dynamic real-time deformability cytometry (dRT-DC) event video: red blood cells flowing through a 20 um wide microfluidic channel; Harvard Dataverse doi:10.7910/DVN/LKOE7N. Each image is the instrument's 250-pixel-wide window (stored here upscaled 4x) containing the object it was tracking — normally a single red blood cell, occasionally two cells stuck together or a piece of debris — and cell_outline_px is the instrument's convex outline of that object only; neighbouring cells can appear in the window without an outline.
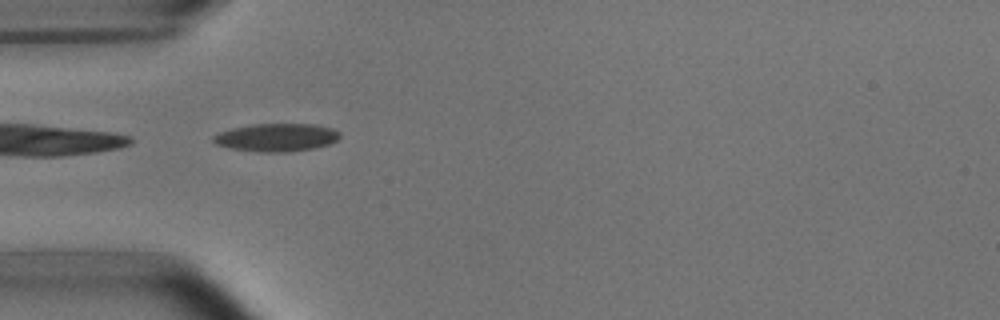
{"species": "common noctule bat (a hibernating species)", "species_latin": "Nyctalus noctula", "temperature_condition": "room temperature", "stored_images_in_passage": 4, "camera_frame_rate_fps": 3000, "um_per_image_px": 0.085, "animal": {"sex": "male", "body_mass_g": 15.6}, "frame": {"image": 1, "passage_image": 1, "time_ms": 0.0, "image_size_px": [1000, 320], "cell_outline_px": [[340, 136], [336, 140], [328, 144], [312, 148], [288, 152], [260, 152], [232, 148], [216, 144], [212, 140], [212, 136], [220, 132], [232, 128], [252, 124], [316, 124], [332, 128], [340, 132]], "centroid_in_image_um": [23.5, 11.67], "position_along_channel_um": 61.5, "area_um2": 20.52}}
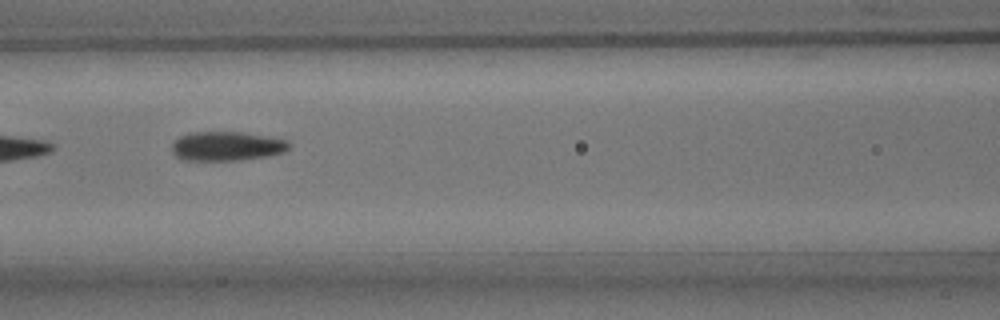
{"frame": {"image": 2, "passage_image": 3, "time_ms": 2.333, "image_size_px": [1000, 320], "cell_outline_px": [[292, 144], [284, 152], [268, 156], [240, 160], [184, 160], [176, 156], [172, 152], [172, 144], [180, 136], [192, 132], [240, 132], [268, 136], [288, 140]], "centroid_in_image_um": [19.3, 12.42], "position_along_channel_um": 147.3, "area_um2": 20.0}}
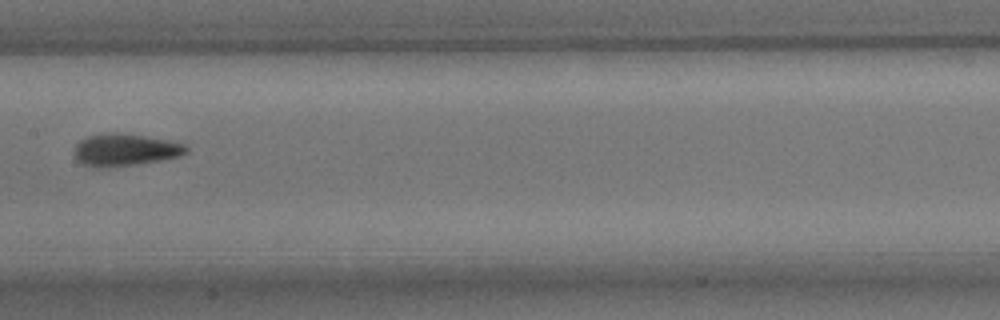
{"frame": {"image": 3, "passage_image": 4, "time_ms": 3.667, "image_size_px": [1000, 320], "cell_outline_px": [[188, 152], [180, 156], [160, 160], [136, 164], [100, 168], [96, 168], [84, 164], [76, 160], [76, 144], [80, 140], [88, 136], [108, 132], [116, 132], [172, 140], [184, 144], [188, 148]], "centroid_in_image_um": [10.65, 12.73], "position_along_channel_um": 196.7, "area_um2": 20.98}}